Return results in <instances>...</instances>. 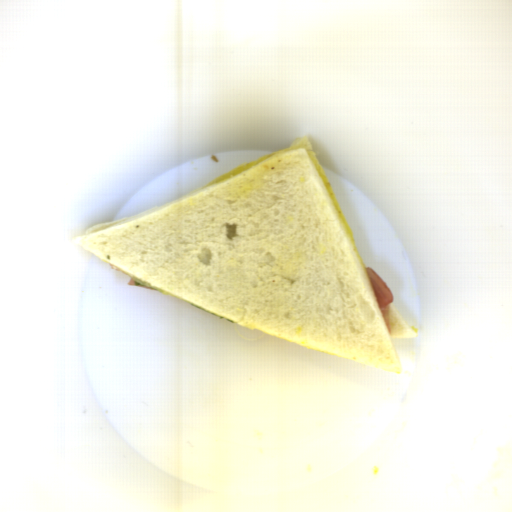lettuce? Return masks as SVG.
Returning <instances> with one entry per match:
<instances>
[{
  "instance_id": "2",
  "label": "lettuce",
  "mask_w": 512,
  "mask_h": 512,
  "mask_svg": "<svg viewBox=\"0 0 512 512\" xmlns=\"http://www.w3.org/2000/svg\"><path fill=\"white\" fill-rule=\"evenodd\" d=\"M133 278H134V277H133ZM134 280H135V282H136V283L141 284V285H143V286H146V287H148V288H151V289H153V290H155V291H157V292H159V293H161V294H168V293H166V292H164V291H162V290H159V289H157V288H155V287H153V286H151V285H149V284H147V283H145V282H142V281H140V280H138V279H136V278H134Z\"/></svg>"
},
{
  "instance_id": "1",
  "label": "lettuce",
  "mask_w": 512,
  "mask_h": 512,
  "mask_svg": "<svg viewBox=\"0 0 512 512\" xmlns=\"http://www.w3.org/2000/svg\"><path fill=\"white\" fill-rule=\"evenodd\" d=\"M189 303H190V302H189ZM190 305H191V306H193V307H196V308H198V309H201V310H203V311H206V312H208V313H211V314H213V315H216V316H218V317H221V318L225 319L226 321H228V322H229V323H231V324H234V323L236 322V321H234V320H231V319H229V318H226V317H224V316H221V315H219V314H217V313H214V312H212V311H209V310H207V309H205V308H202V307H200V306H197V305H195V304L190 303Z\"/></svg>"
}]
</instances>
